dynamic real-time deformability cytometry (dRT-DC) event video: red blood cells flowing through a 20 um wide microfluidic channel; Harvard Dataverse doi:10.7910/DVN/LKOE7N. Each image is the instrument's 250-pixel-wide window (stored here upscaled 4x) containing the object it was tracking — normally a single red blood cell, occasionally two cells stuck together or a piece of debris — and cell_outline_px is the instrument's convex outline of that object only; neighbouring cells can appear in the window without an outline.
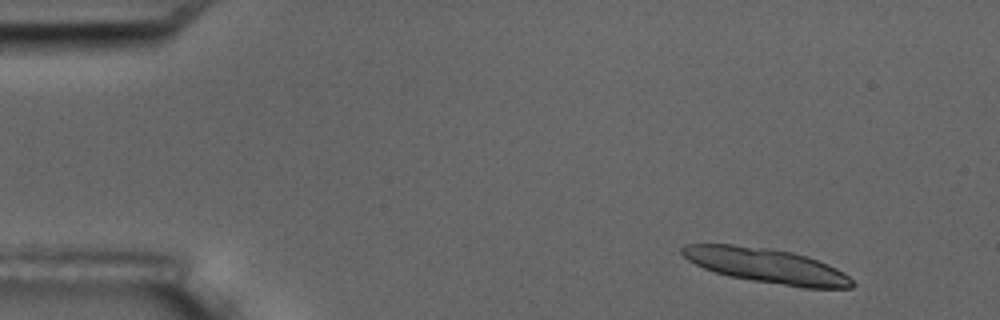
{"species": "common noctule bat (a hibernating species)", "species_latin": "Nyctalus noctula", "temperature_condition": "room temperature", "stored_images_in_passage": 14, "camera_frame_rate_fps": 3000, "um_per_image_px": 0.085, "animal": {"sex": "male", "body_mass_g": 17.5, "forearm_length_mm": 52.3}, "frame": {"image": 1, "passage_image": 1, "time_ms": 0.0, "image_size_px": [1000, 320], "cell_outline_px": [[856, 284], [852, 288], [804, 288], [752, 280], [728, 276], [704, 268], [688, 260], [680, 252], [680, 248], [684, 244], [732, 244], [768, 248], [792, 252], [808, 256], [828, 264], [836, 268], [848, 276]], "centroid_in_image_um": [65.16, 22.58], "position_along_channel_um": 19.8, "area_um2": 34.39}}
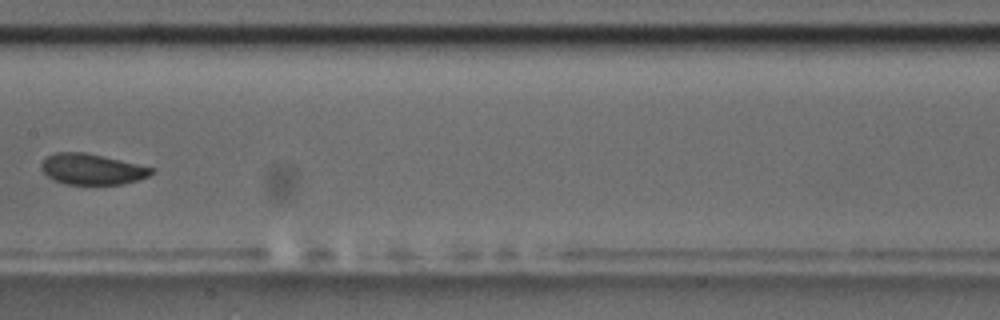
{"frame": {"image": 2, "passage_image": 7, "time_ms": 8.0, "image_size_px": [1000, 320], "cell_outline_px": [[156, 172], [148, 176], [136, 180], [120, 184], [68, 184], [52, 180], [40, 168], [40, 164], [48, 156], [56, 152], [84, 152], [104, 156], [152, 168]], "centroid_in_image_um": [7.78, 14.38], "position_along_channel_um": 199.6, "area_um2": 19.54}}
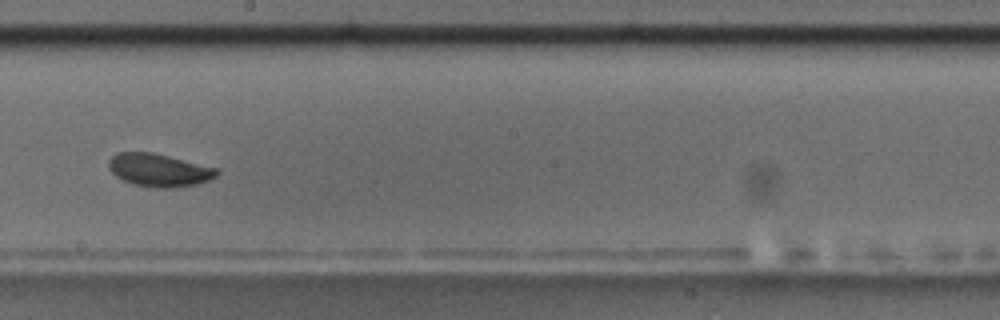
{"frame": {"image": 3, "passage_image": 8, "time_ms": 9.0, "image_size_px": [1000, 320], "cell_outline_px": [[220, 172], [216, 176], [208, 180], [196, 184], [172, 188], [156, 188], [132, 184], [116, 176], [108, 168], [108, 160], [116, 152], [152, 152], [220, 168]], "centroid_in_image_um": [13.53, 14.45], "position_along_channel_um": 234.7, "area_um2": 20.92}, "authors_computed_cell_mechanics": {"area_um2": 20.4901, "velocity_mm_per_s": 3.5403, "shape_relaxation_time_tau1_ms": 1.0237, "shape_relaxation_time_tau2_ms": 1.9634, "deformation_change_tau1": 0.058, "deformation_change_tau2": 0.045}}